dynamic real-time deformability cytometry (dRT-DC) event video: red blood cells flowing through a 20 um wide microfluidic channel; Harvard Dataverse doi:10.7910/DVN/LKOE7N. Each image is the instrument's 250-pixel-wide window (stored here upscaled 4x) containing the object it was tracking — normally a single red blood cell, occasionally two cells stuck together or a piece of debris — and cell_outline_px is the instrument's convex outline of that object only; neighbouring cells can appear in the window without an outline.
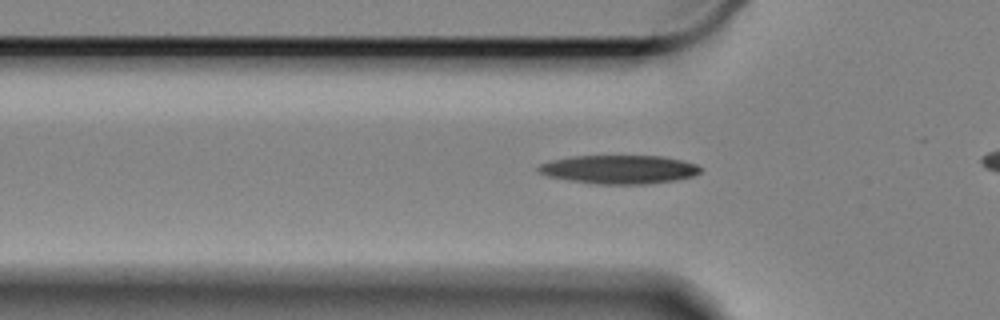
{"species": "Egyptian fruit bat (a non-hibernating species)", "species_latin": "Rousettus aegyptiacus", "temperature_condition": "cold", "stored_images_in_passage": 44, "camera_frame_rate_fps": 3000, "um_per_image_px": 0.085, "animal": {"sex": "female"}, "frame": {"image": 1, "passage_image": 15, "time_ms": 4.667, "image_size_px": [1000, 320], "cell_outline_px": [[700, 172], [692, 176], [676, 180], [648, 184], [596, 184], [568, 180], [548, 176], [536, 172], [536, 168], [540, 164], [552, 160], [572, 156], [664, 156], [684, 160], [696, 164], [700, 168]], "centroid_in_image_um": [52.61, 14.4], "position_along_channel_um": 73.2, "area_um2": 27.17}}
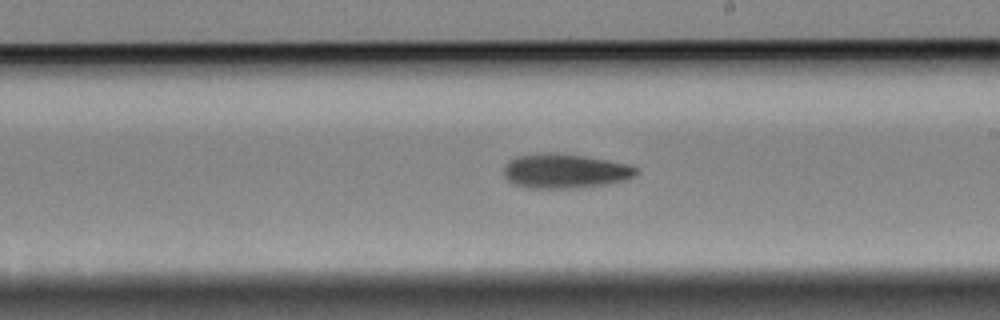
{"frame": {"image": 2, "passage_image": 30, "time_ms": 9.667, "image_size_px": [1000, 320], "cell_outline_px": [[640, 172], [636, 176], [628, 180], [612, 184], [588, 188], [532, 188], [512, 184], [504, 176], [504, 164], [508, 160], [516, 156], [544, 152], [552, 152], [580, 156], [628, 164], [640, 168]], "centroid_in_image_um": [48.07, 14.56], "position_along_channel_um": 240.9, "area_um2": 27.17}}
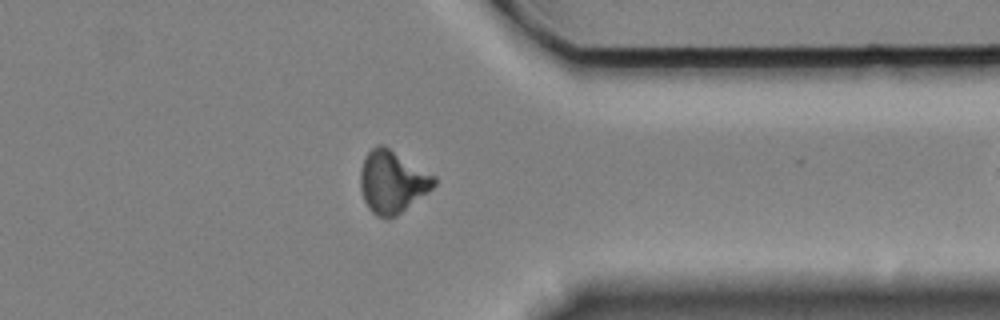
{"frame": {"image": 3, "passage_image": 43, "time_ms": 14.0, "image_size_px": [1000, 320], "cell_outline_px": [[436, 184], [428, 192], [396, 216], [384, 220], [376, 216], [368, 208], [364, 200], [360, 188], [360, 172], [364, 156], [376, 144], [384, 144], [436, 176]], "centroid_in_image_um": [33.33, 15.45], "position_along_channel_um": 378.1, "area_um2": 27.11}}